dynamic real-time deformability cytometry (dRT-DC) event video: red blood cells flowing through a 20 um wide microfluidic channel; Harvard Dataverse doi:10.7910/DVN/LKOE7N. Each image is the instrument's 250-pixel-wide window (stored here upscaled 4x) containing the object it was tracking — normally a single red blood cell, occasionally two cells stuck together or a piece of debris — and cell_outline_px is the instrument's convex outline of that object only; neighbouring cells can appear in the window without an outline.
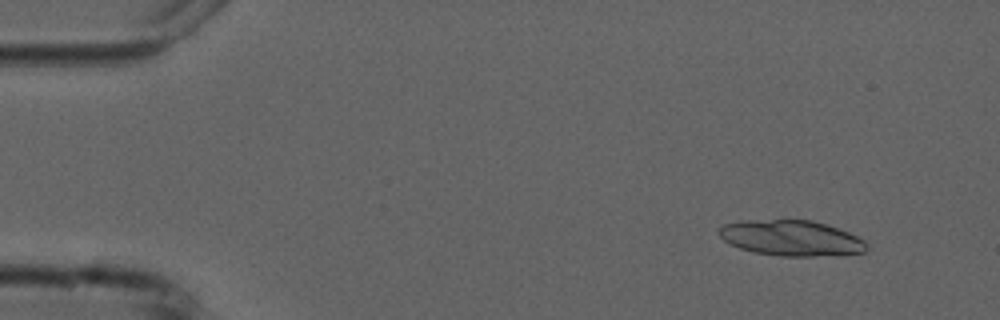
{"species": "common noctule bat (a hibernating species)", "species_latin": "Nyctalus noctula", "temperature_condition": "cold", "stored_images_in_passage": 5, "camera_frame_rate_fps": 3000, "um_per_image_px": 0.085, "animal": {"sex": "male", "forearm_length_mm": 52.5}, "frame": {"image": 1, "passage_image": 1, "time_ms": 0.0, "image_size_px": [1000, 320], "cell_outline_px": [[868, 252], [836, 256], [780, 256], [752, 252], [728, 244], [716, 232], [724, 224], [744, 220], [812, 220], [828, 224], [848, 232], [864, 240], [868, 248]], "centroid_in_image_um": [67.28, 20.25], "position_along_channel_um": 17.7, "area_um2": 31.04}}